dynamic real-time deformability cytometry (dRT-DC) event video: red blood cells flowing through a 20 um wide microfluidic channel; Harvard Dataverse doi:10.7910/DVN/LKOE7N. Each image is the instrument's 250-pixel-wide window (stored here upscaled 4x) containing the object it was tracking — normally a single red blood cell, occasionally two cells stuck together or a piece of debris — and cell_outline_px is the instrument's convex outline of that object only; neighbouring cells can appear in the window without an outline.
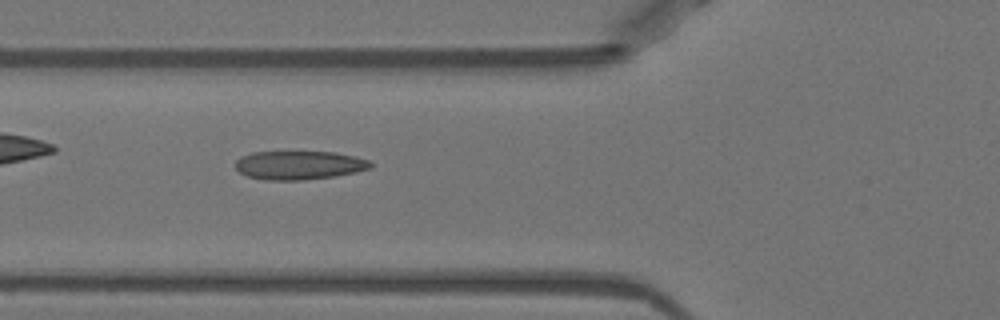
{"species": "Egyptian fruit bat (a non-hibernating species)", "species_latin": "Rousettus aegyptiacus", "temperature_condition": "warm", "stored_images_in_passage": 40, "camera_frame_rate_fps": 3000, "um_per_image_px": 0.085, "animal": {"sex": "female"}, "frame": {"image": 1, "passage_image": 8, "time_ms": 2.333, "image_size_px": [1000, 320], "cell_outline_px": [[372, 168], [356, 172], [332, 176], [304, 180], [264, 180], [248, 176], [240, 172], [236, 168], [236, 160], [240, 156], [252, 152], [336, 152], [356, 156], [368, 160], [372, 164]], "centroid_in_image_um": [25.43, 14.03], "position_along_channel_um": 100.4, "area_um2": 22.6}}
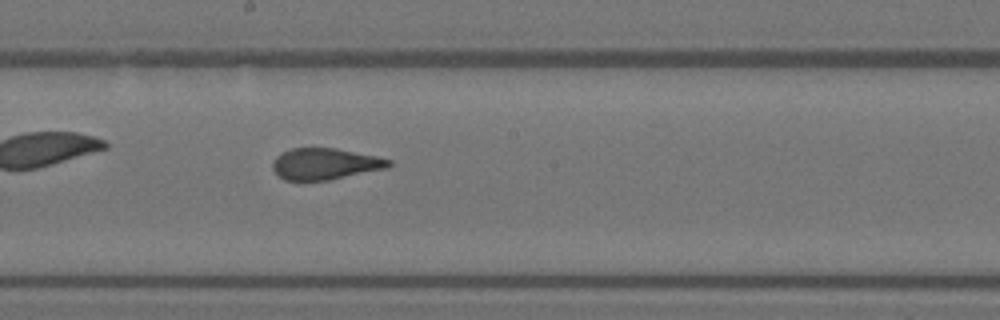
{"frame": {"image": 2, "passage_image": 17, "time_ms": 5.333, "image_size_px": [1000, 320], "cell_outline_px": [[392, 164], [388, 168], [328, 180], [284, 180], [272, 168], [272, 160], [276, 156], [292, 148], [332, 148], [376, 156], [392, 160]], "centroid_in_image_um": [27.63, 13.93], "position_along_channel_um": 220.6, "area_um2": 21.04}}
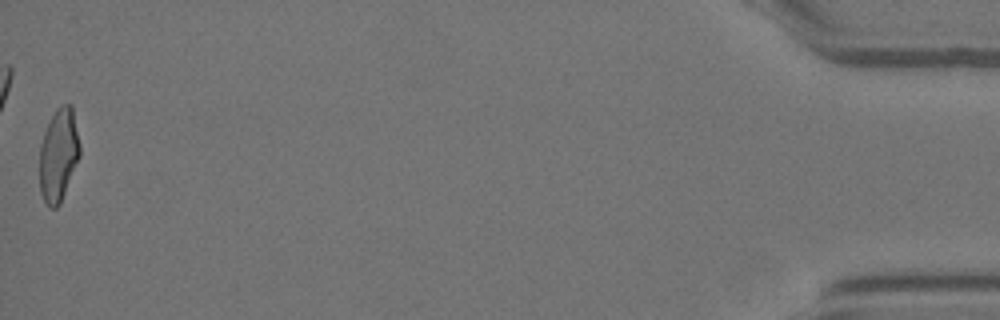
{"frame": {"image": 3, "passage_image": 40, "time_ms": 13.0, "image_size_px": [1000, 320], "cell_outline_px": [[80, 156], [60, 204], [56, 208], [48, 208], [40, 192], [40, 144], [44, 132], [56, 108], [60, 104], [72, 104], [80, 144]], "centroid_in_image_um": [4.98, 13.17], "position_along_channel_um": 430.2, "area_um2": 21.91}, "authors_computed_cell_mechanics": {"area_um2": 22.3686, "velocity_mm_per_s": 3.9791, "shape_relaxation_time_tau1_ms": 10.6977, "shape_relaxation_time_tau2_ms": 0.8815, "deformation_change_tau1": 0.3041, "deformation_change_tau2": 0.1036}}